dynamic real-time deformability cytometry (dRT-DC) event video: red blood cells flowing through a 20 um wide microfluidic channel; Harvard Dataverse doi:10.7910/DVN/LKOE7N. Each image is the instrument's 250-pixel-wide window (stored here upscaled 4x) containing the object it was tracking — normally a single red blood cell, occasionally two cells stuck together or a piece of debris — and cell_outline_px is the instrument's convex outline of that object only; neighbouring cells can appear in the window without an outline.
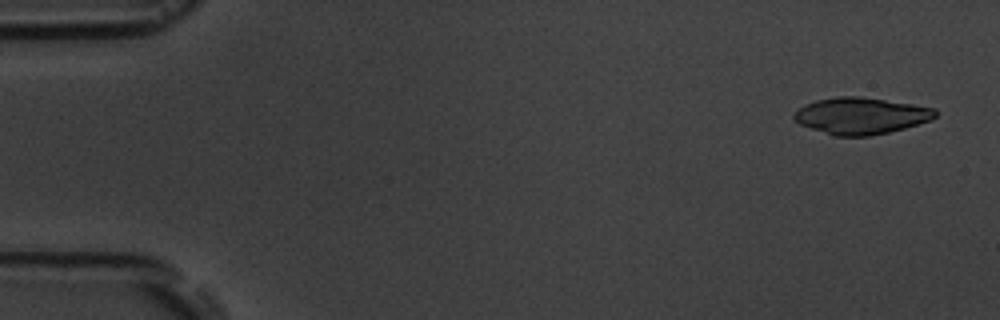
{"species": "common noctule bat (a hibernating species)", "species_latin": "Nyctalus noctula", "temperature_condition": "room temperature", "stored_images_in_passage": 6, "camera_frame_rate_fps": 3000, "um_per_image_px": 0.085, "animal": {"sex": "male", "body_mass_g": 19.5, "forearm_length_mm": 54.6}, "frame": {"image": 1, "passage_image": 1, "time_ms": 0.0, "image_size_px": [1000, 320], "cell_outline_px": [[936, 116], [932, 120], [904, 128], [888, 132], [868, 136], [836, 136], [800, 124], [792, 116], [804, 104], [816, 100], [836, 96], [860, 96], [912, 104], [936, 108]], "centroid_in_image_um": [73.2, 9.83], "position_along_channel_um": 11.8, "area_um2": 29.94}}